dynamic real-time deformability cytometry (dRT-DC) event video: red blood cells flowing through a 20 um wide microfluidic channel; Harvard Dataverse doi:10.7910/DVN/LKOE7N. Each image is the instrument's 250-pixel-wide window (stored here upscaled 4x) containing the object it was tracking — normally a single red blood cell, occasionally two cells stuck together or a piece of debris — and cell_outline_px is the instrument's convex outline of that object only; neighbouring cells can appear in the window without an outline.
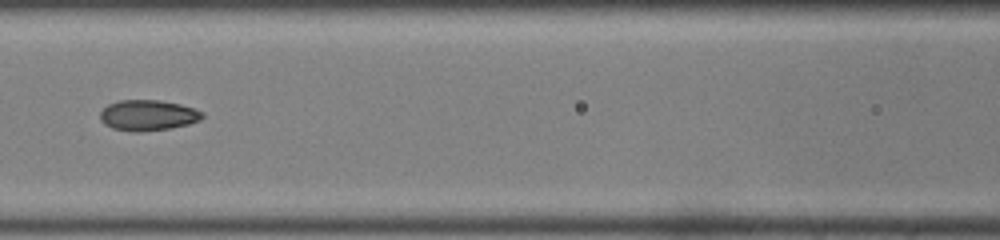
{"species": "common noctule bat (a hibernating species)", "species_latin": "Nyctalus noctula", "temperature_condition": "room temperature", "stored_images_in_passage": 49, "segment_of_instrument_passage": [2, 2], "camera_frame_rate_fps": 3000, "um_per_image_px": 0.085, "animal": {"sex": "male", "body_mass_g": 19.0, "forearm_length_mm": 50.8}, "frame": {"image": 1, "passage_image": 23, "time_ms": 7.333, "image_size_px": [1000, 240], "cell_outline_px": [[204, 116], [200, 120], [188, 124], [168, 128], [140, 132], [132, 132], [112, 128], [104, 124], [100, 120], [100, 112], [108, 104], [120, 100], [160, 100], [180, 104], [204, 112]], "centroid_in_image_um": [12.55, 9.8], "position_along_channel_um": 154.0, "area_um2": 18.26}}
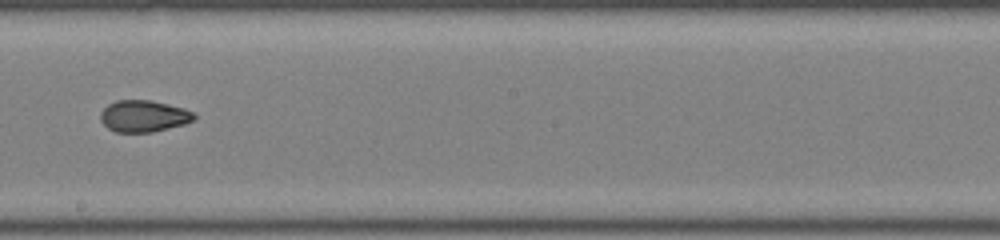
{"frame": {"image": 2, "passage_image": 29, "time_ms": 9.333, "image_size_px": [1000, 240], "cell_outline_px": [[196, 116], [192, 120], [184, 124], [152, 132], [116, 132], [108, 128], [100, 120], [100, 112], [108, 104], [116, 100], [152, 100], [184, 108], [196, 112]], "centroid_in_image_um": [12.21, 9.86], "position_along_channel_um": 236.0, "area_um2": 17.34}}
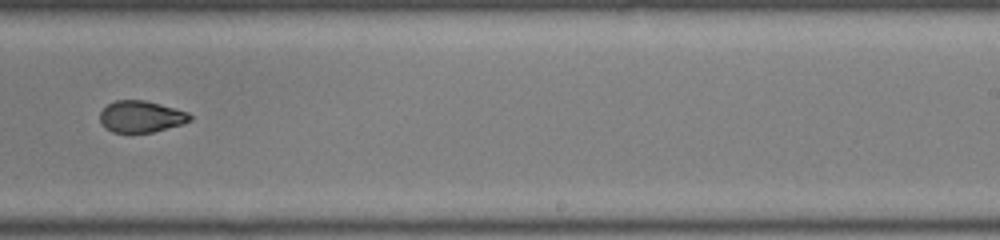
{"frame": {"image": 3, "passage_image": 32, "time_ms": 10.333, "image_size_px": [1000, 240], "cell_outline_px": [[192, 120], [184, 124], [152, 132], [112, 132], [100, 120], [100, 112], [108, 104], [116, 100], [144, 100], [160, 104], [188, 112], [192, 116]], "centroid_in_image_um": [12.03, 9.9], "position_along_channel_um": 277.0, "area_um2": 16.42}}